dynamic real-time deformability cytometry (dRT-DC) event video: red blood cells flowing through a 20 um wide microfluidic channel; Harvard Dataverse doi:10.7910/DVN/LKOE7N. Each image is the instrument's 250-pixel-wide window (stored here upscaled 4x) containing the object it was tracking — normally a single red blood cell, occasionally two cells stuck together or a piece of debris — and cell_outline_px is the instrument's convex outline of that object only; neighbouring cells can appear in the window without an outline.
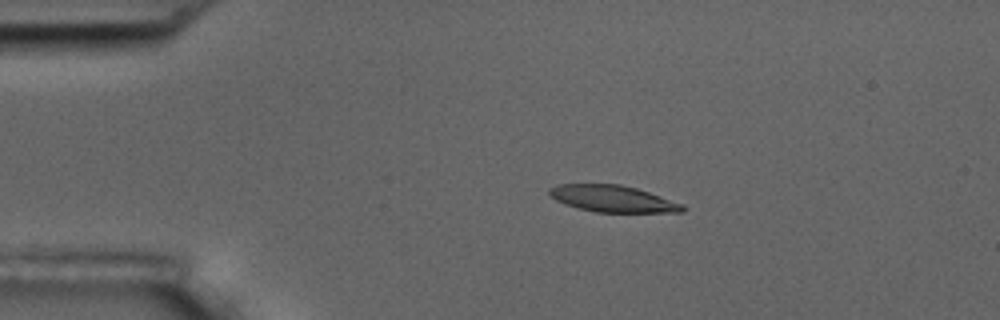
{"species": "common noctule bat (a hibernating species)", "species_latin": "Nyctalus noctula", "temperature_condition": "room temperature", "stored_images_in_passage": 8, "camera_frame_rate_fps": 3000, "um_per_image_px": 0.085, "animal": {"sex": "male", "body_mass_g": 17.5, "forearm_length_mm": 52.3}, "frame": {"image": 1, "passage_image": 3, "time_ms": 2.0, "image_size_px": [1000, 320], "cell_outline_px": [[684, 212], [596, 212], [564, 204], [556, 200], [548, 192], [548, 188], [556, 184], [620, 184], [636, 188], [684, 204]], "centroid_in_image_um": [52.07, 16.88], "position_along_channel_um": 32.9, "area_um2": 20.58}}
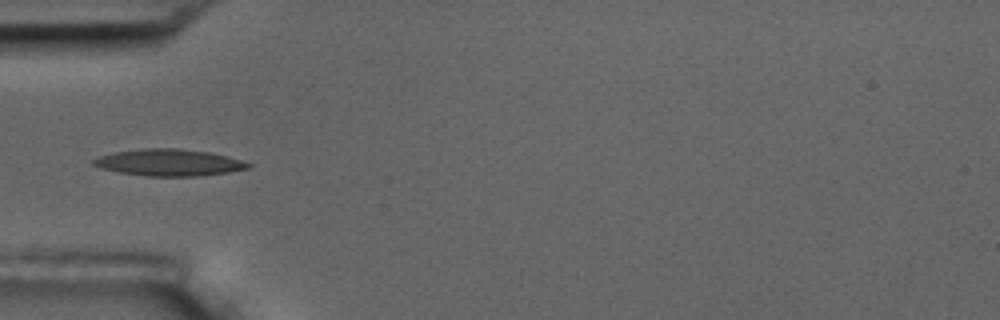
{"frame": {"image": 2, "passage_image": 5, "time_ms": 4.333, "image_size_px": [1000, 320], "cell_outline_px": [[252, 168], [228, 172], [196, 176], [148, 176], [120, 172], [100, 168], [92, 164], [92, 160], [100, 156], [116, 152], [144, 148], [180, 148], [208, 152], [240, 160], [252, 164]], "centroid_in_image_um": [14.37, 13.81], "position_along_channel_um": 70.6, "area_um2": 23.87}}
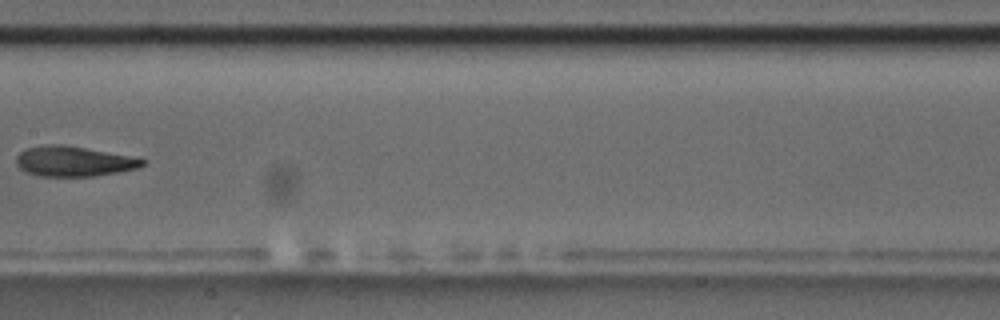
{"frame": {"image": 3, "passage_image": 8, "time_ms": 8.0, "image_size_px": [1000, 320], "cell_outline_px": [[148, 160], [144, 164], [136, 168], [116, 172], [92, 176], [40, 176], [28, 172], [20, 168], [16, 164], [16, 156], [24, 148], [48, 144], [60, 144], [84, 148], [128, 156]], "centroid_in_image_um": [6.2, 13.71], "position_along_channel_um": 201.2, "area_um2": 21.79}}